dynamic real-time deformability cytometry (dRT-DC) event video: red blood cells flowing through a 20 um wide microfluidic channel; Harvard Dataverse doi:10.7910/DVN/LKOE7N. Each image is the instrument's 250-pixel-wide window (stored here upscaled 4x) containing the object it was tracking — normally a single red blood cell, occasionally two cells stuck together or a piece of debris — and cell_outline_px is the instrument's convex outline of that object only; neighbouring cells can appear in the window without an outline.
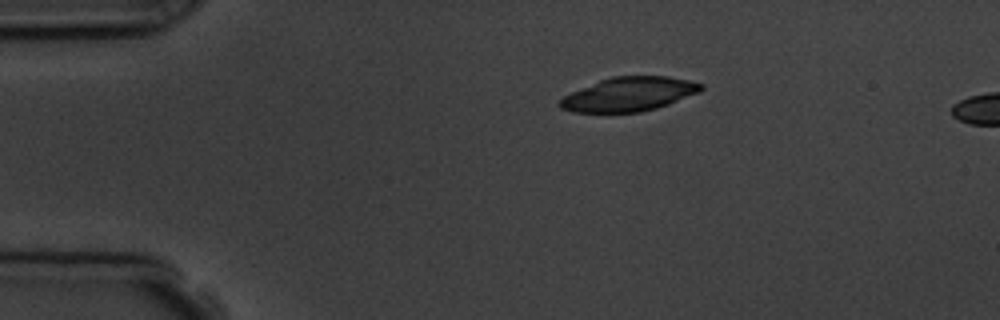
{"species": "common noctule bat (a hibernating species)", "species_latin": "Nyctalus noctula", "temperature_condition": "room temperature", "stored_images_in_passage": 2, "camera_frame_rate_fps": 3000, "um_per_image_px": 0.085, "animal": {"sex": "male", "body_mass_g": 19.5, "forearm_length_mm": 54.6}, "frame": {"image": 1, "passage_image": 1, "time_ms": 0.0, "image_size_px": [1000, 320], "cell_outline_px": [[704, 88], [700, 92], [668, 104], [656, 108], [640, 112], [572, 112], [560, 108], [556, 104], [564, 96], [572, 92], [600, 80], [612, 76], [668, 76], [688, 80], [704, 84]], "centroid_in_image_um": [53.47, 8.0], "position_along_channel_um": 31.5, "area_um2": 27.92}}